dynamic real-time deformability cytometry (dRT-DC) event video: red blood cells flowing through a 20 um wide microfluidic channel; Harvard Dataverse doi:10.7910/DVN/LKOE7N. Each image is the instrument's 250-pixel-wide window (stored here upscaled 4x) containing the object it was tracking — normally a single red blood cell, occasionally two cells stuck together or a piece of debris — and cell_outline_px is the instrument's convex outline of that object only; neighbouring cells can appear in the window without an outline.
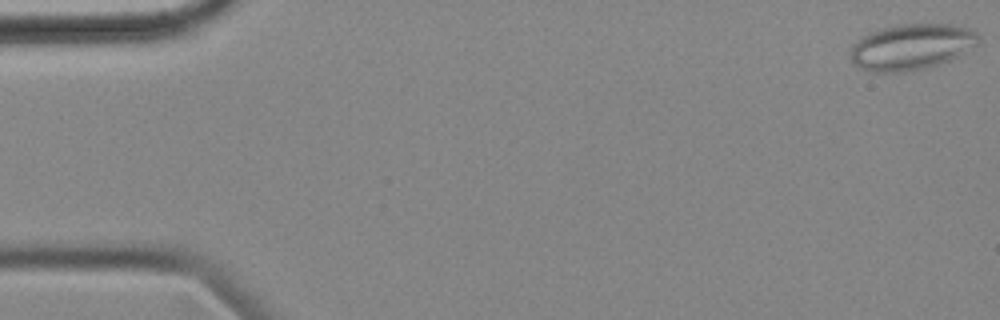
{"species": "common noctule bat (a hibernating species)", "species_latin": "Nyctalus noctula", "temperature_condition": "cold", "stored_images_in_passage": 56, "camera_frame_rate_fps": 3000, "um_per_image_px": 0.085, "animal": {"sex": "female", "body_mass_g": 18.4}, "frame": {"image": 1, "passage_image": 1, "time_ms": 0.0, "image_size_px": [1000, 320], "cell_outline_px": [[980, 36], [976, 44], [964, 52], [948, 60], [924, 68], [900, 72], [872, 72], [860, 68], [852, 60], [852, 44], [860, 36], [880, 28], [900, 24], [948, 24], [968, 28], [976, 32]], "centroid_in_image_um": [77.43, 3.96], "position_along_channel_um": 7.6, "area_um2": 33.87}}
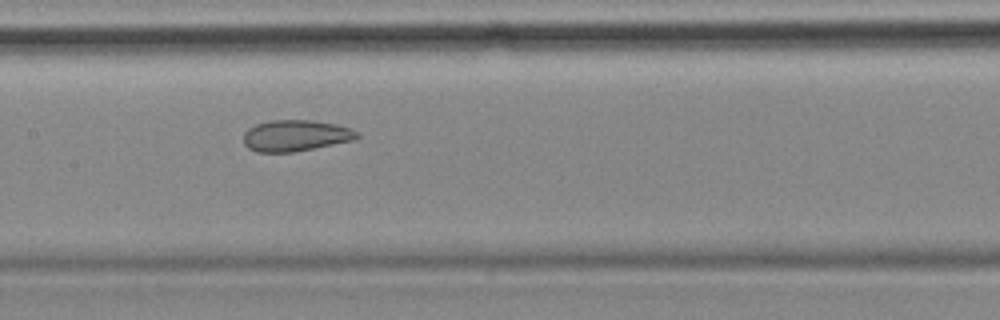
{"frame": {"image": 2, "passage_image": 27, "time_ms": 8.667, "image_size_px": [1000, 320], "cell_outline_px": [[360, 136], [352, 140], [292, 152], [256, 152], [248, 148], [244, 144], [244, 132], [248, 128], [256, 124], [272, 120], [312, 120], [336, 124], [348, 128], [356, 132]], "centroid_in_image_um": [25.07, 11.52], "position_along_channel_um": 182.3, "area_um2": 20.4}}
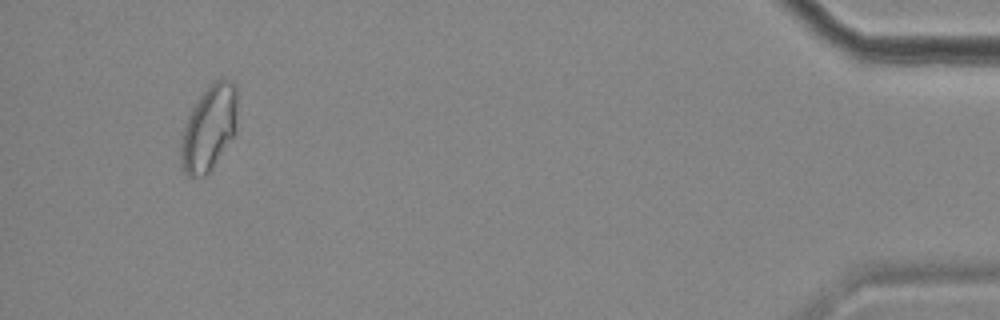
{"frame": {"image": 3, "passage_image": 53, "time_ms": 17.333, "image_size_px": [1000, 320], "cell_outline_px": [[236, 132], [212, 168], [204, 176], [188, 176], [184, 172], [180, 164], [180, 140], [188, 116], [192, 108], [208, 84], [216, 80], [232, 80], [236, 84]], "centroid_in_image_um": [17.75, 10.89], "position_along_channel_um": 417.4, "area_um2": 28.09}, "authors_computed_cell_mechanics": {"area_um2": 25.5476, "velocity_mm_per_s": 3.5515, "shape_relaxation_time_tau1_ms": null, "shape_relaxation_time_tau2_ms": 2.1681, "deformation_change_tau1": null, "deformation_change_tau2": 0.0812}}